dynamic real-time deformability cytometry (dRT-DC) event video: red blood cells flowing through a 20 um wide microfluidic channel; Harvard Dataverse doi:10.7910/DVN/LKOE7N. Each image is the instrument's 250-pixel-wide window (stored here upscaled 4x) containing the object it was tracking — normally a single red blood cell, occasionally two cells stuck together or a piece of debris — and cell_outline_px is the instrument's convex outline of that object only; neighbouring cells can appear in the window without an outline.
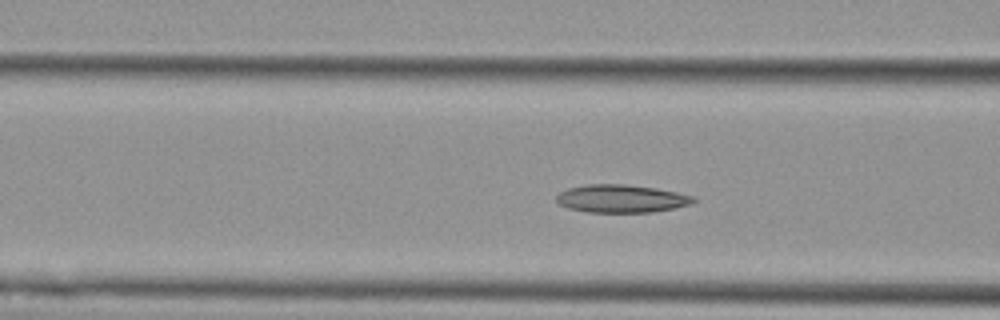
{"species": "Egyptian fruit bat (a non-hibernating species)", "species_latin": "Rousettus aegyptiacus", "temperature_condition": "cold", "stored_images_in_passage": 52, "camera_frame_rate_fps": 3000, "um_per_image_px": 0.085, "animal": {"sex": "female"}, "frame": {"image": 1, "passage_image": 18, "time_ms": 5.667, "image_size_px": [1000, 320], "cell_outline_px": [[696, 200], [692, 204], [676, 208], [652, 212], [588, 212], [568, 208], [560, 204], [556, 200], [556, 196], [560, 192], [568, 188], [588, 184], [624, 184], [656, 188], [676, 192], [692, 196]], "centroid_in_image_um": [52.82, 16.88], "position_along_channel_um": 113.8, "area_um2": 22.25}}
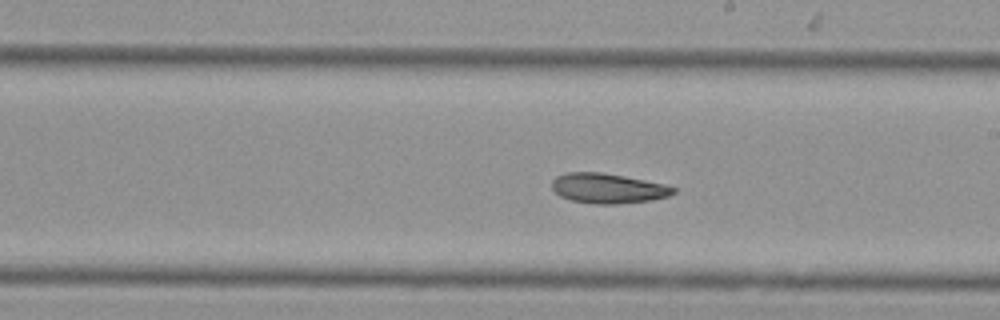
{"frame": {"image": 2, "passage_image": 28, "time_ms": 9.0, "image_size_px": [1000, 320], "cell_outline_px": [[676, 192], [668, 196], [652, 200], [616, 204], [596, 204], [572, 200], [560, 196], [552, 188], [552, 180], [556, 176], [568, 172], [600, 172], [624, 176], [664, 184], [676, 188]], "centroid_in_image_um": [51.67, 16.01], "position_along_channel_um": 237.3, "area_um2": 21.1}}
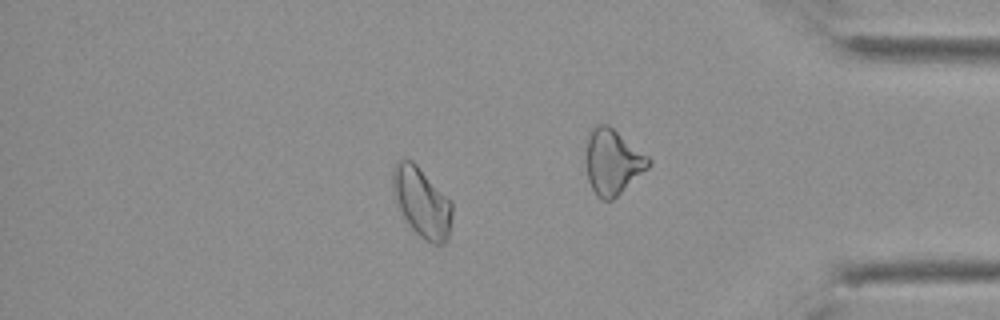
{"frame": {"image": 3, "passage_image": 44, "time_ms": 14.333, "image_size_px": [1000, 320], "cell_outline_px": [[452, 216], [448, 240], [444, 244], [432, 244], [424, 240], [408, 224], [392, 196], [392, 168], [396, 160], [412, 160], [452, 200]], "centroid_in_image_um": [35.85, 17.19], "position_along_channel_um": 399.4, "area_um2": 24.57}}